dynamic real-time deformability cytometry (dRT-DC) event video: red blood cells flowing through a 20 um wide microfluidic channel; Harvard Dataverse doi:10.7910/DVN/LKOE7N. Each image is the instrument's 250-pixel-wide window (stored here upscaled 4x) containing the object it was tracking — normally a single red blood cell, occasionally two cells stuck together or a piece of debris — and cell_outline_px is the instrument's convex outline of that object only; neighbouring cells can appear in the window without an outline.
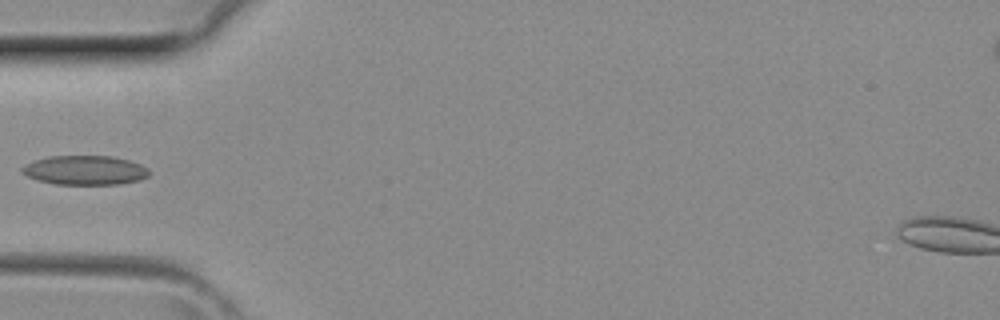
{"species": "common noctule bat (a hibernating species)", "species_latin": "Nyctalus noctula", "temperature_condition": "room temperature", "stored_images_in_passage": 3, "camera_frame_rate_fps": 3000, "um_per_image_px": 0.085, "animal": {"sex": "female", "body_mass_g": 29.2, "forearm_length_mm": 56.3}, "frame": {"image": 1, "passage_image": 3, "time_ms": 0.667, "image_size_px": [1000, 320], "cell_outline_px": [[148, 176], [140, 180], [120, 184], [52, 184], [28, 176], [20, 172], [20, 168], [36, 160], [48, 156], [112, 156], [128, 160], [140, 164], [148, 168]], "centroid_in_image_um": [7.23, 14.47], "position_along_channel_um": 77.8, "area_um2": 21.56}}